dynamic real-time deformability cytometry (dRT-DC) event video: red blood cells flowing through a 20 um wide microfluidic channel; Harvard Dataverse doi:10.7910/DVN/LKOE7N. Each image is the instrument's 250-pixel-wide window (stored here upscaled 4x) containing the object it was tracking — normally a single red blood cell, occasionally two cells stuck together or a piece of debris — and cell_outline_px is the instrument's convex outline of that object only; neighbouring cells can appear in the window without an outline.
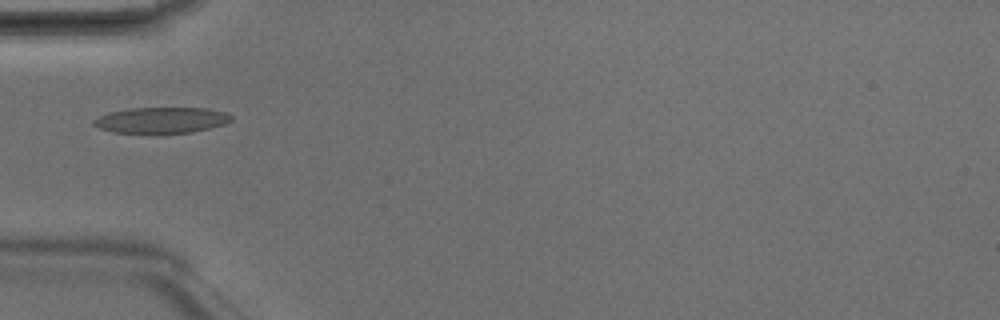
{"species": "Egyptian fruit bat (a non-hibernating species)", "species_latin": "Rousettus aegyptiacus", "temperature_condition": "room temperature", "stored_images_in_passage": 3, "camera_frame_rate_fps": 3000, "um_per_image_px": 0.085, "animal": {"sex": "male"}, "frame": {"image": 1, "passage_image": 2, "time_ms": 0.333, "image_size_px": [1000, 320], "cell_outline_px": [[232, 120], [224, 124], [192, 132], [112, 132], [100, 128], [92, 124], [92, 120], [108, 112], [128, 108], [208, 108], [224, 112], [232, 116]], "centroid_in_image_um": [13.7, 10.19], "position_along_channel_um": 71.3, "area_um2": 20.46}}